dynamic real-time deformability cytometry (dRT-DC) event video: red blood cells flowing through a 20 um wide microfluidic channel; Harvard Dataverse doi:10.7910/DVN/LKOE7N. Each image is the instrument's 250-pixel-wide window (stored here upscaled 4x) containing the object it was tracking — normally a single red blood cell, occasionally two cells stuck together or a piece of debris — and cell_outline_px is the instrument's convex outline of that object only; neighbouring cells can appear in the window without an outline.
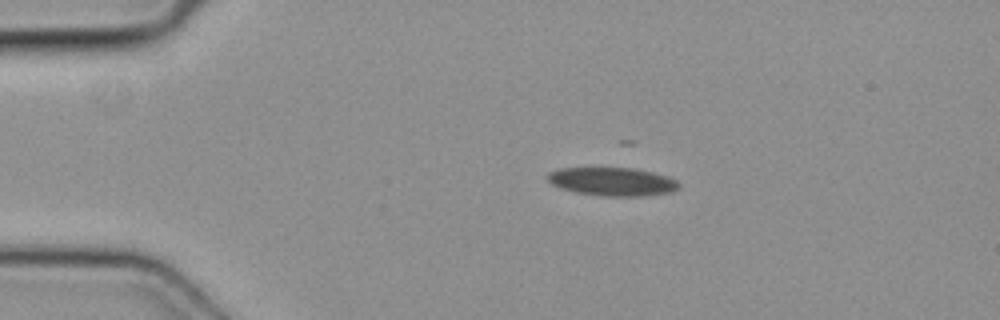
{"species": "common noctule bat (a hibernating species)", "species_latin": "Nyctalus noctula", "temperature_condition": "cold", "stored_images_in_passage": 5, "camera_frame_rate_fps": 3000, "um_per_image_px": 0.085, "animal": {"sex": "female", "body_mass_g": 19.3, "forearm_length_mm": 54.1}, "frame": {"image": 1, "passage_image": 2, "time_ms": 0.333, "image_size_px": [1000, 320], "cell_outline_px": [[680, 188], [672, 192], [644, 196], [604, 196], [576, 192], [560, 188], [552, 184], [548, 180], [548, 172], [560, 168], [632, 168], [652, 172], [668, 176], [676, 180], [680, 184]], "centroid_in_image_um": [52.08, 15.44], "position_along_channel_um": 32.9, "area_um2": 21.73}}
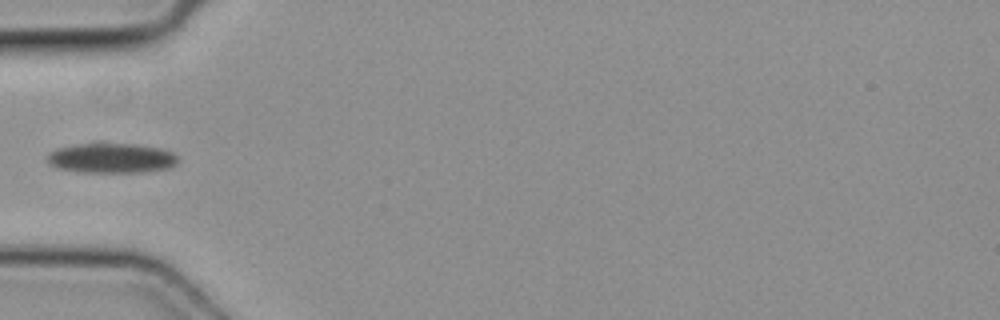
{"frame": {"image": 2, "passage_image": 4, "time_ms": 1.0, "image_size_px": [1000, 320], "cell_outline_px": [[180, 160], [172, 168], [144, 172], [80, 172], [56, 168], [48, 164], [48, 156], [52, 152], [60, 148], [96, 140], [104, 140], [136, 144], [160, 148], [172, 152]], "centroid_in_image_um": [9.51, 13.4], "position_along_channel_um": 75.5, "area_um2": 23.64}}
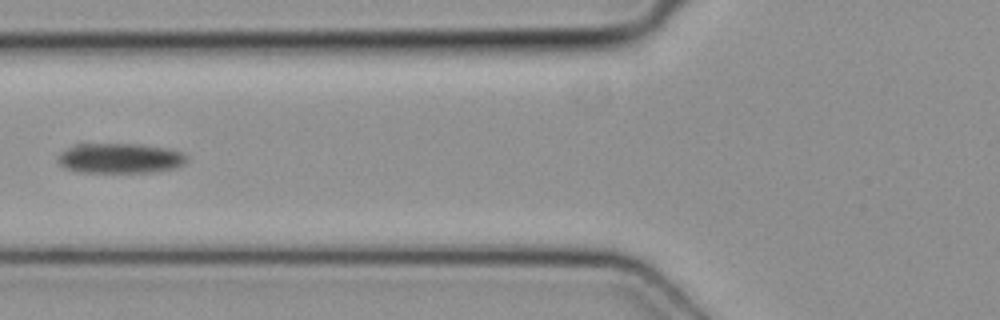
{"frame": {"image": 3, "passage_image": 5, "time_ms": 1.333, "image_size_px": [1000, 320], "cell_outline_px": [[188, 160], [184, 164], [176, 168], [152, 172], [76, 172], [64, 168], [56, 160], [56, 156], [60, 152], [76, 144], [136, 144], [168, 148], [180, 152], [188, 156]], "centroid_in_image_um": [10.18, 13.46], "position_along_channel_um": 115.6, "area_um2": 22.77}}